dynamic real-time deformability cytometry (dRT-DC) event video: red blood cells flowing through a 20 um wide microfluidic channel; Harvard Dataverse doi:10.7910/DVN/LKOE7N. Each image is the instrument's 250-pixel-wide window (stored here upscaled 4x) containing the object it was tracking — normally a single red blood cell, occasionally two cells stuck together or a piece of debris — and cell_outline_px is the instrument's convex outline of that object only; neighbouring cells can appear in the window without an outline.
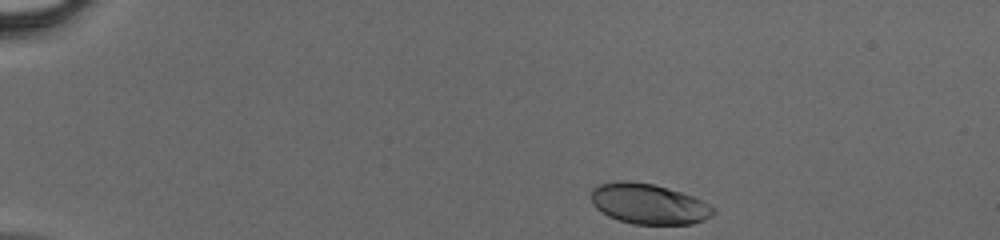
{"species": "human", "species_latin": "Homo sapiens", "temperature_condition": "cold", "stored_images_in_passage": 39, "camera_frame_rate_fps": 3000, "um_per_image_px": 0.085, "donor": {"sex": "male"}, "frame": {"image": 1, "passage_image": 1, "time_ms": 0.0, "image_size_px": [1000, 240], "cell_outline_px": [[716, 212], [712, 216], [704, 220], [692, 224], [636, 224], [620, 220], [608, 216], [596, 208], [592, 204], [592, 188], [600, 184], [620, 180], [628, 180], [652, 184], [668, 188], [692, 196], [716, 208]], "centroid_in_image_um": [55.15, 17.33], "position_along_channel_um": 29.9, "area_um2": 28.73}}
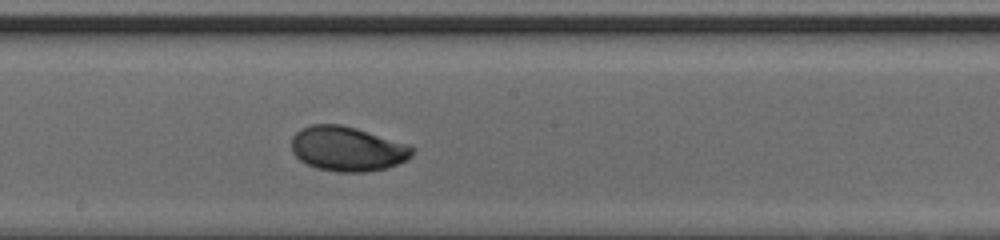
{"frame": {"image": 2, "passage_image": 20, "time_ms": 6.333, "image_size_px": [1000, 240], "cell_outline_px": [[416, 148], [412, 156], [388, 168], [368, 172], [336, 172], [316, 168], [300, 160], [292, 152], [292, 136], [300, 128], [312, 124], [340, 124], [356, 128], [412, 144]], "centroid_in_image_um": [29.56, 12.64], "position_along_channel_um": 218.6, "area_um2": 31.91}}
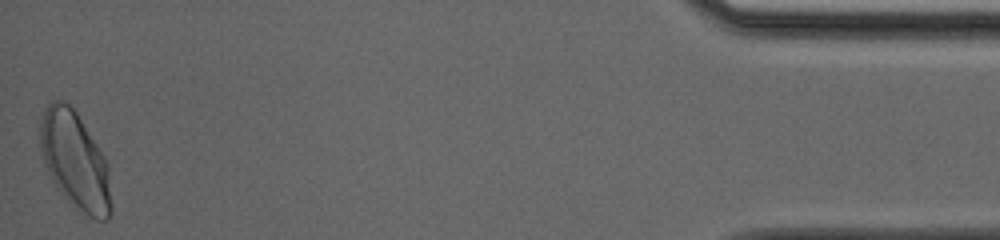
{"frame": {"image": 3, "passage_image": 39, "time_ms": 12.667, "image_size_px": [1000, 240], "cell_outline_px": [[112, 212], [108, 220], [96, 220], [88, 216], [64, 196], [56, 188], [48, 172], [40, 148], [40, 124], [44, 112], [48, 104], [52, 100], [64, 100], [76, 112], [104, 156], [108, 164], [112, 204]], "centroid_in_image_um": [6.4, 13.68], "position_along_channel_um": 428.8, "area_um2": 40.0}}